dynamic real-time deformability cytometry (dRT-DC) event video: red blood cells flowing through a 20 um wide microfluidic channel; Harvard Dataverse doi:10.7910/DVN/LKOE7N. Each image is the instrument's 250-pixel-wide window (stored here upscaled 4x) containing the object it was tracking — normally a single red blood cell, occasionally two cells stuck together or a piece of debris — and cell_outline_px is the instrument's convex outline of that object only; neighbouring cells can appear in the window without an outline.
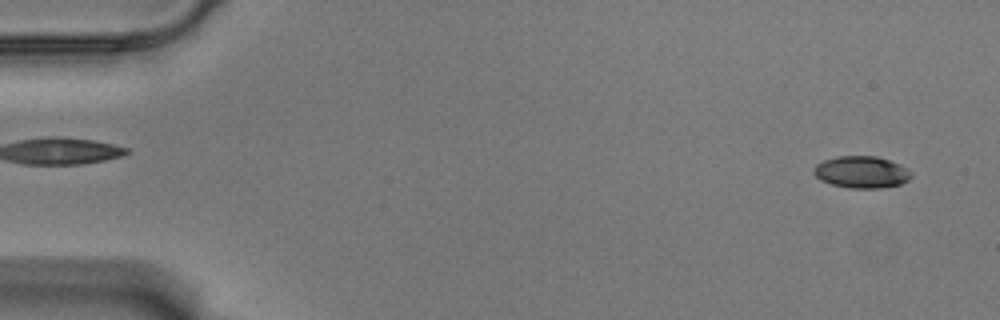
{"species": "Egyptian fruit bat (a non-hibernating species)", "species_latin": "Rousettus aegyptiacus", "temperature_condition": "warm", "stored_images_in_passage": 60, "camera_frame_rate_fps": 3000, "um_per_image_px": 0.085, "animal": {"sex": "male"}, "frame": {"image": 1, "passage_image": 4, "time_ms": 1.0, "image_size_px": [1000, 320], "cell_outline_px": [[912, 176], [908, 180], [900, 184], [880, 188], [848, 188], [832, 184], [820, 180], [812, 172], [812, 168], [816, 164], [824, 160], [836, 156], [876, 156], [900, 164], [908, 168], [912, 172]], "centroid_in_image_um": [73.22, 14.62], "position_along_channel_um": 11.8, "area_um2": 18.26}}
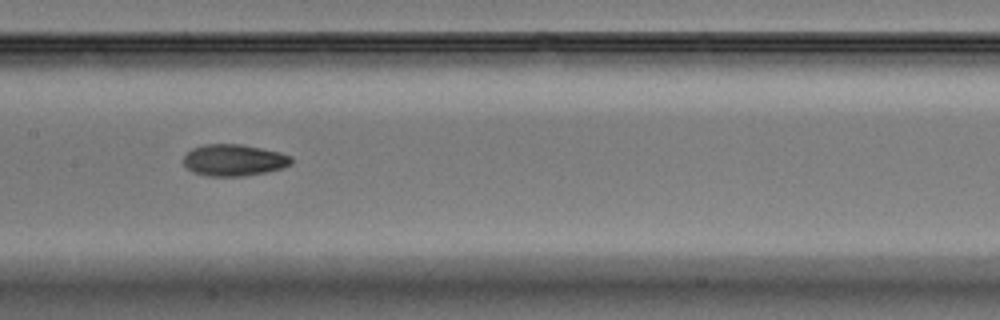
{"frame": {"image": 2, "passage_image": 30, "time_ms": 9.667, "image_size_px": [1000, 320], "cell_outline_px": [[292, 164], [280, 168], [264, 172], [244, 176], [208, 176], [192, 172], [180, 160], [192, 148], [204, 144], [240, 144], [280, 152], [292, 156]], "centroid_in_image_um": [19.85, 13.61], "position_along_channel_um": 187.6, "area_um2": 19.88}}
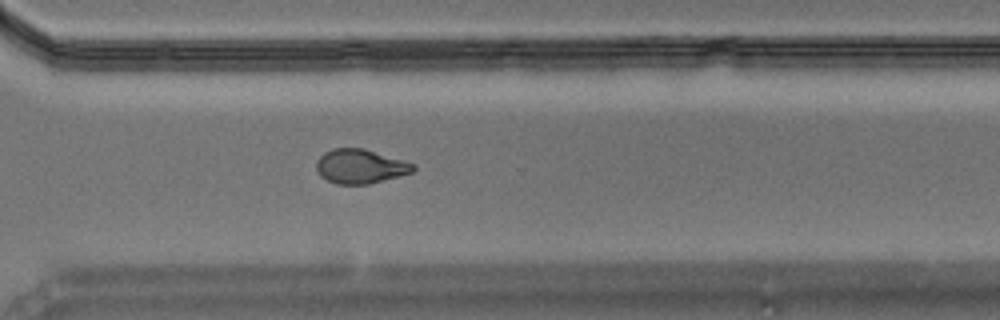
{"frame": {"image": 3, "passage_image": 43, "time_ms": 14.0, "image_size_px": [1000, 320], "cell_outline_px": [[416, 168], [412, 172], [368, 184], [336, 184], [320, 176], [316, 168], [316, 160], [324, 152], [332, 148], [364, 148], [404, 160], [416, 164]], "centroid_in_image_um": [30.61, 14.13], "position_along_channel_um": 340.0, "area_um2": 19.36}}